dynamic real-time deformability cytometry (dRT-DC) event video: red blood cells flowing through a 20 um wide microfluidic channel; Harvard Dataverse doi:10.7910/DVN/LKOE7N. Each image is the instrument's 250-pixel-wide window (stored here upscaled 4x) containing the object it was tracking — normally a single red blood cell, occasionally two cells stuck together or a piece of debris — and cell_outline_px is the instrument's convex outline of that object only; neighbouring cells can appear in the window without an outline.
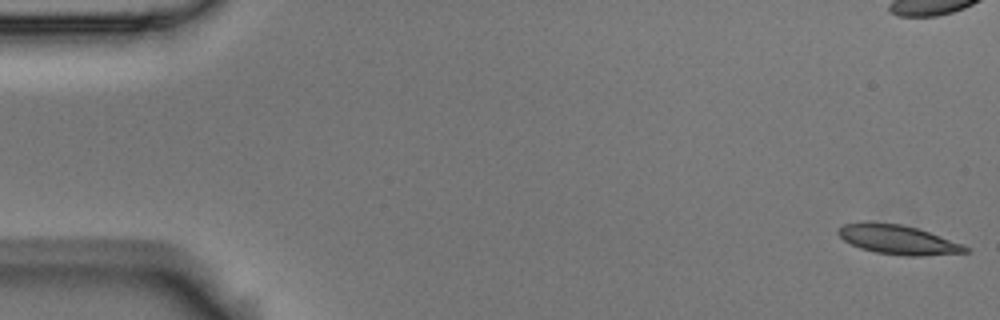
{"species": "Egyptian fruit bat (a non-hibernating species)", "species_latin": "Rousettus aegyptiacus", "temperature_condition": "room temperature", "stored_images_in_passage": 7, "camera_frame_rate_fps": 3000, "um_per_image_px": 0.085, "animal": {"sex": "male"}, "frame": {"image": 1, "passage_image": 1, "time_ms": 0.0, "image_size_px": [1000, 320], "cell_outline_px": [[972, 252], [924, 256], [904, 256], [876, 252], [860, 248], [844, 240], [836, 232], [844, 224], [864, 220], [868, 220], [900, 224], [916, 228], [964, 244]], "centroid_in_image_um": [76.33, 20.36], "position_along_channel_um": 8.7, "area_um2": 21.96}}
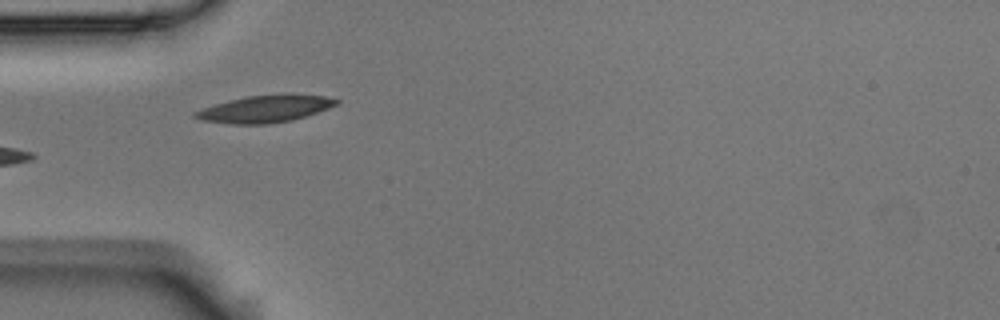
{"frame": {"image": 2, "passage_image": 6, "time_ms": 1.667, "image_size_px": [1000, 320], "cell_outline_px": [[340, 104], [292, 120], [268, 124], [232, 124], [200, 120], [192, 116], [192, 112], [228, 100], [248, 96], [284, 92], [292, 92], [324, 96], [340, 100]], "centroid_in_image_um": [22.56, 9.22], "position_along_channel_um": 62.4, "area_um2": 22.72}}
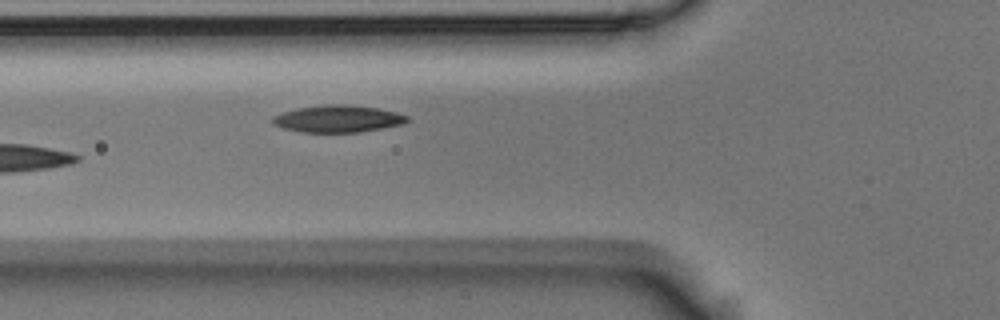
{"frame": {"image": 3, "passage_image": 7, "time_ms": 2.0, "image_size_px": [1000, 320], "cell_outline_px": [[412, 120], [404, 124], [384, 128], [360, 132], [300, 132], [284, 128], [272, 124], [272, 116], [296, 108], [324, 104], [344, 104], [376, 108], [396, 112], [408, 116]], "centroid_in_image_um": [28.74, 10.1], "position_along_channel_um": 97.1, "area_um2": 21.39}}